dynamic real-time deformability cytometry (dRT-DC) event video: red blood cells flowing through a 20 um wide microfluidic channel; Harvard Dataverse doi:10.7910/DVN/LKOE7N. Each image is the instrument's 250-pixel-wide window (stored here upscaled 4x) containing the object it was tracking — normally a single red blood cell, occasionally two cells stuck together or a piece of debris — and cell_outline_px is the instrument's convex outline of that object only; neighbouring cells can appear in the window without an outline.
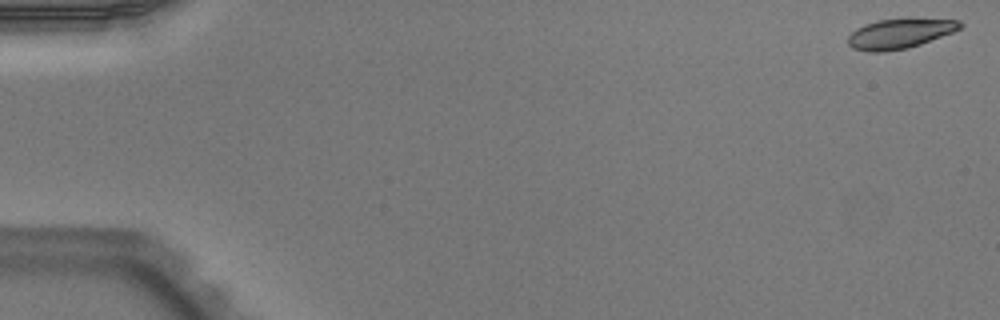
{"species": "Egyptian fruit bat (a non-hibernating species)", "species_latin": "Rousettus aegyptiacus", "temperature_condition": "warm", "stored_images_in_passage": 51, "camera_frame_rate_fps": 3000, "um_per_image_px": 0.085, "animal": {"sex": "male"}, "frame": {"image": 1, "passage_image": 1, "time_ms": 0.0, "image_size_px": [1000, 320], "cell_outline_px": [[964, 24], [960, 28], [952, 32], [920, 44], [908, 48], [884, 52], [872, 52], [852, 48], [848, 44], [848, 36], [856, 28], [864, 24], [876, 20], [908, 16], [960, 20]], "centroid_in_image_um": [76.5, 2.8], "position_along_channel_um": 8.5, "area_um2": 20.17}}
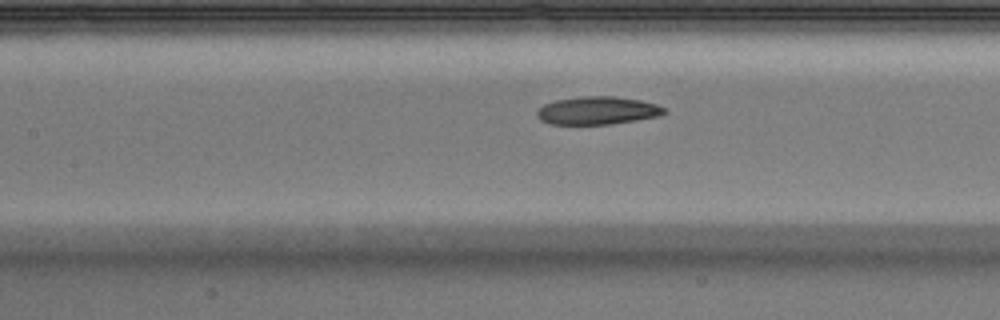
{"frame": {"image": 2, "passage_image": 24, "time_ms": 7.667, "image_size_px": [1000, 320], "cell_outline_px": [[668, 112], [660, 116], [636, 120], [608, 124], [552, 124], [540, 120], [536, 116], [536, 112], [544, 104], [556, 100], [580, 96], [616, 96], [640, 100], [656, 104], [664, 108]], "centroid_in_image_um": [50.79, 9.39], "position_along_channel_um": 156.6, "area_um2": 20.75}}
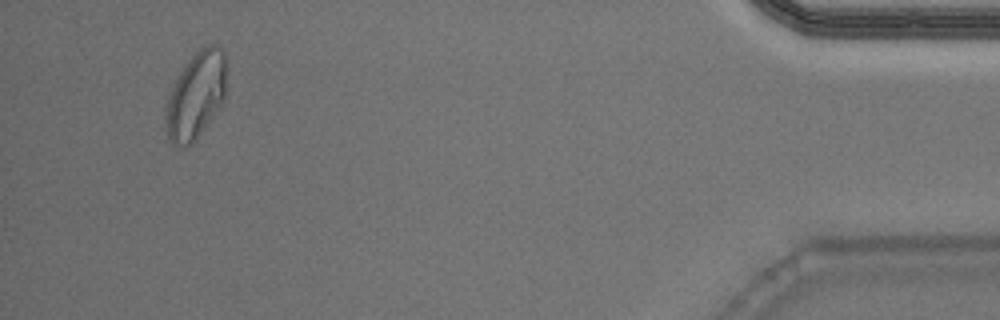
{"frame": {"image": 3, "passage_image": 49, "time_ms": 16.0, "image_size_px": [1000, 320], "cell_outline_px": [[228, 68], [224, 100], [196, 140], [192, 144], [172, 144], [168, 140], [164, 116], [164, 108], [168, 96], [180, 72], [188, 60], [200, 48], [208, 44], [212, 44], [220, 48], [224, 52]], "centroid_in_image_um": [16.67, 8.08], "position_along_channel_um": 418.5, "area_um2": 30.92}, "authors_computed_cell_mechanics": {"area_um2": 21.0392, "velocity_mm_per_s": 3.9616, "shape_relaxation_time_tau1_ms": 7.5904, "shape_relaxation_time_tau2_ms": 3.0383, "deformation_change_tau1": 0.2246, "deformation_change_tau2": 0.0987}}